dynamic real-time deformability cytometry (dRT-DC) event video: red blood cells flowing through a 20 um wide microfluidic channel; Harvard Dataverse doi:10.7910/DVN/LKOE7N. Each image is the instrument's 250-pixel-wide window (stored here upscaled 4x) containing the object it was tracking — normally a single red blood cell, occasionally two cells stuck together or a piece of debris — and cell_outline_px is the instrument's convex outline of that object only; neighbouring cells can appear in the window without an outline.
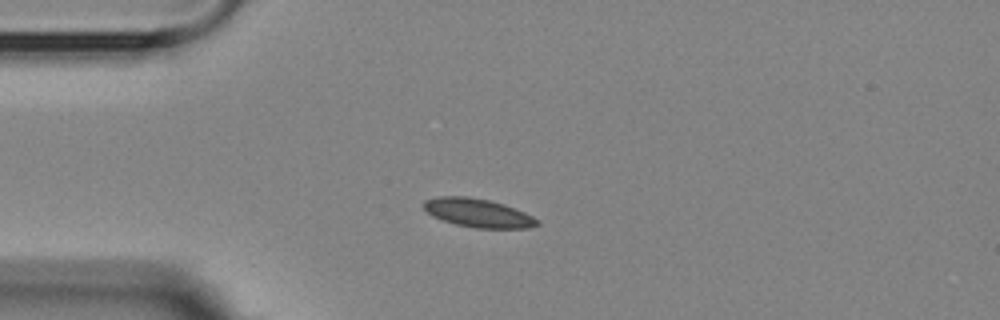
{"species": "Egyptian fruit bat (a non-hibernating species)", "species_latin": "Rousettus aegyptiacus", "temperature_condition": "room temperature", "stored_images_in_passage": 3, "camera_frame_rate_fps": 3000, "um_per_image_px": 0.085, "animal": {"sex": "female"}, "frame": {"image": 1, "passage_image": 3, "time_ms": 3.333, "image_size_px": [1000, 320], "cell_outline_px": [[540, 224], [528, 228], [476, 228], [456, 224], [432, 216], [424, 208], [424, 200], [440, 196], [468, 196], [488, 200], [504, 204], [524, 212], [540, 220]], "centroid_in_image_um": [40.65, 18.1], "position_along_channel_um": 44.3, "area_um2": 18.79}}